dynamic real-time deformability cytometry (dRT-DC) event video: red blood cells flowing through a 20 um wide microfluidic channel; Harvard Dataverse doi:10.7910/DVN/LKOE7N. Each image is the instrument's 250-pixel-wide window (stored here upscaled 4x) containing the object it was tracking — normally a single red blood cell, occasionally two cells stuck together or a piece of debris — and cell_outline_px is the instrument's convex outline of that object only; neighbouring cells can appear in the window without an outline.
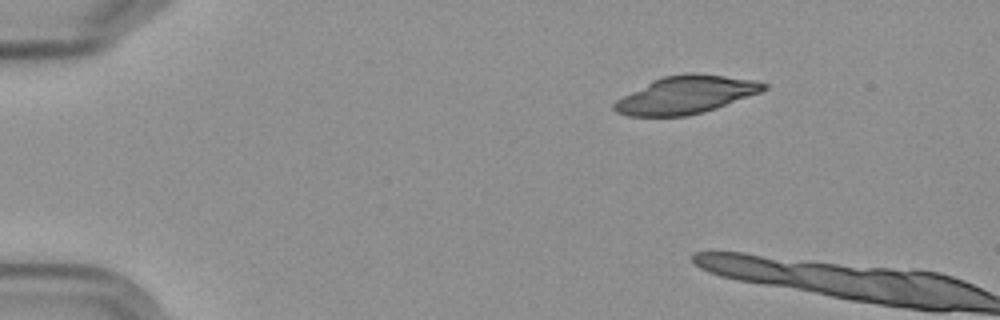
{"species": "Egyptian fruit bat (a non-hibernating species)", "species_latin": "Rousettus aegyptiacus", "temperature_condition": "cold", "stored_images_in_passage": 2, "camera_frame_rate_fps": 3000, "um_per_image_px": 0.085, "frame": {"image": 1, "passage_image": 1, "time_ms": 0.0, "image_size_px": [1000, 320], "cell_outline_px": [[768, 88], [760, 92], [716, 108], [704, 112], [688, 116], [628, 116], [616, 112], [612, 108], [612, 104], [616, 100], [652, 80], [664, 76], [688, 72], [696, 72], [756, 80], [768, 84]], "centroid_in_image_um": [58.3, 8.05], "position_along_channel_um": 26.7, "area_um2": 32.89}}